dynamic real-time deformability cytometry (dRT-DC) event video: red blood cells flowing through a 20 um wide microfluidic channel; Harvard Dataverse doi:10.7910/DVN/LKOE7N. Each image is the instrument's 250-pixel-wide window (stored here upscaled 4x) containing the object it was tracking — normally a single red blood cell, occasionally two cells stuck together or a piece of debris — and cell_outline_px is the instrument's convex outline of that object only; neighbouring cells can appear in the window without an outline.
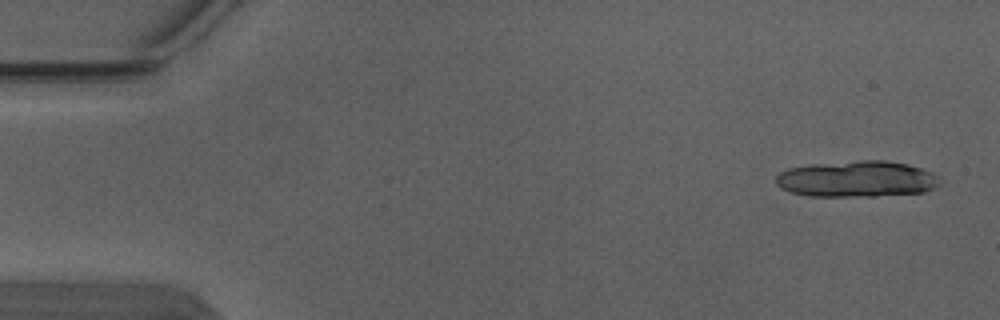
{"species": "Egyptian fruit bat (a non-hibernating species)", "species_latin": "Rousettus aegyptiacus", "temperature_condition": "warm", "stored_images_in_passage": 5, "camera_frame_rate_fps": 3000, "um_per_image_px": 0.085, "animal": {"sex": "male"}, "frame": {"image": 1, "passage_image": 1, "time_ms": 0.0, "image_size_px": [1000, 320], "cell_outline_px": [[944, 180], [936, 188], [924, 192], [876, 196], [808, 196], [792, 192], [780, 188], [776, 184], [776, 176], [780, 172], [788, 168], [812, 164], [860, 160], [884, 160], [908, 164], [932, 172], [940, 176]], "centroid_in_image_um": [72.88, 15.21], "position_along_channel_um": 12.1, "area_um2": 34.97}}